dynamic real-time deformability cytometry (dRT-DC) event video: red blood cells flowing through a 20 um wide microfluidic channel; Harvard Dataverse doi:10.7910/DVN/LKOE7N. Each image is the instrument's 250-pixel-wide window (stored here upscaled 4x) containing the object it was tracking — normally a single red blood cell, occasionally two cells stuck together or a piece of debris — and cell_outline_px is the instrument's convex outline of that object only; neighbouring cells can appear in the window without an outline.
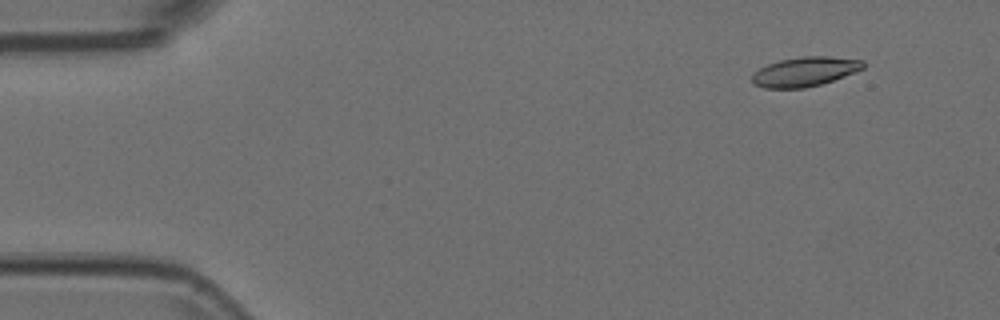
{"species": "Egyptian fruit bat (a non-hibernating species)", "species_latin": "Rousettus aegyptiacus", "temperature_condition": "room temperature", "stored_images_in_passage": 51, "camera_frame_rate_fps": 3000, "um_per_image_px": 0.085, "animal": {"sex": "female"}, "frame": {"image": 1, "passage_image": 2, "time_ms": 0.333, "image_size_px": [1000, 320], "cell_outline_px": [[864, 68], [832, 80], [820, 84], [804, 88], [764, 88], [752, 84], [752, 76], [760, 68], [768, 64], [780, 60], [804, 56], [828, 56], [864, 60]], "centroid_in_image_um": [68.4, 6.09], "position_along_channel_um": 16.6, "area_um2": 18.84}}
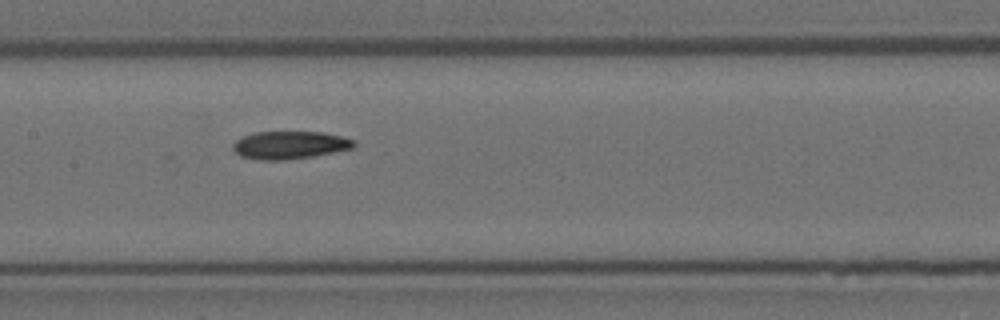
{"frame": {"image": 2, "passage_image": 23, "time_ms": 7.333, "image_size_px": [1000, 320], "cell_outline_px": [[356, 144], [352, 148], [312, 156], [284, 160], [260, 160], [240, 156], [232, 148], [232, 144], [236, 140], [252, 132], [324, 132], [344, 136], [356, 140]], "centroid_in_image_um": [24.63, 12.32], "position_along_channel_um": 182.8, "area_um2": 19.65}}
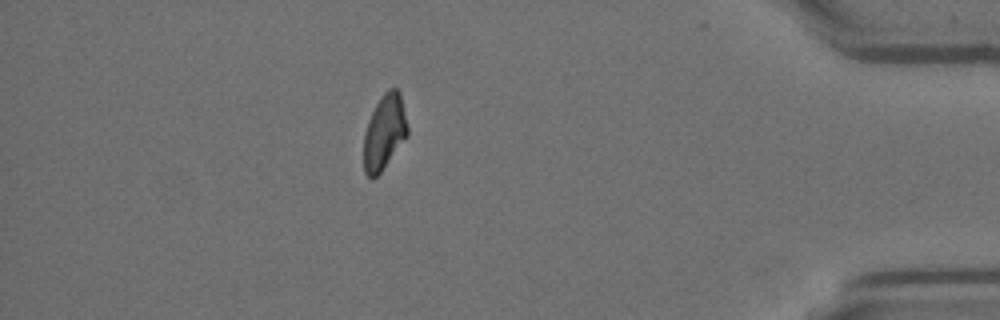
{"frame": {"image": 3, "passage_image": 44, "time_ms": 14.333, "image_size_px": [1000, 320], "cell_outline_px": [[408, 136], [380, 172], [372, 180], [364, 172], [364, 132], [368, 120], [380, 96], [388, 88], [396, 88], [400, 92], [408, 128]], "centroid_in_image_um": [32.67, 11.22], "position_along_channel_um": 402.5, "area_um2": 19.13}}